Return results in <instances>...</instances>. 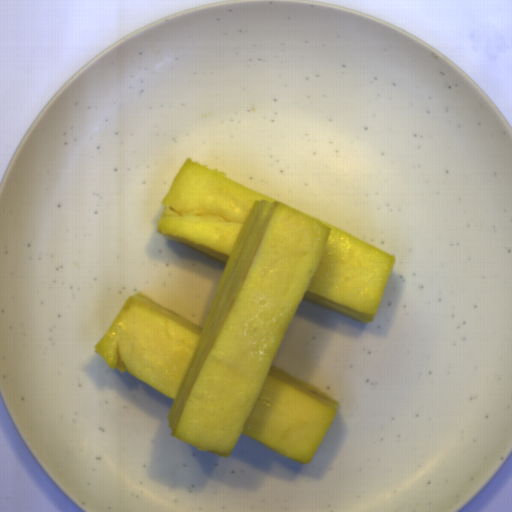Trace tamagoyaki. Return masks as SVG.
I'll return each mask as SVG.
<instances>
[{
	"label": "tamagoyaki",
	"mask_w": 512,
	"mask_h": 512,
	"mask_svg": "<svg viewBox=\"0 0 512 512\" xmlns=\"http://www.w3.org/2000/svg\"><path fill=\"white\" fill-rule=\"evenodd\" d=\"M160 204L158 234L225 263L205 324L137 291L95 354L174 400L170 435L196 451L244 434L310 464L340 402L273 362L303 299L374 322L396 254L190 157Z\"/></svg>",
	"instance_id": "tamagoyaki-1"
}]
</instances>
